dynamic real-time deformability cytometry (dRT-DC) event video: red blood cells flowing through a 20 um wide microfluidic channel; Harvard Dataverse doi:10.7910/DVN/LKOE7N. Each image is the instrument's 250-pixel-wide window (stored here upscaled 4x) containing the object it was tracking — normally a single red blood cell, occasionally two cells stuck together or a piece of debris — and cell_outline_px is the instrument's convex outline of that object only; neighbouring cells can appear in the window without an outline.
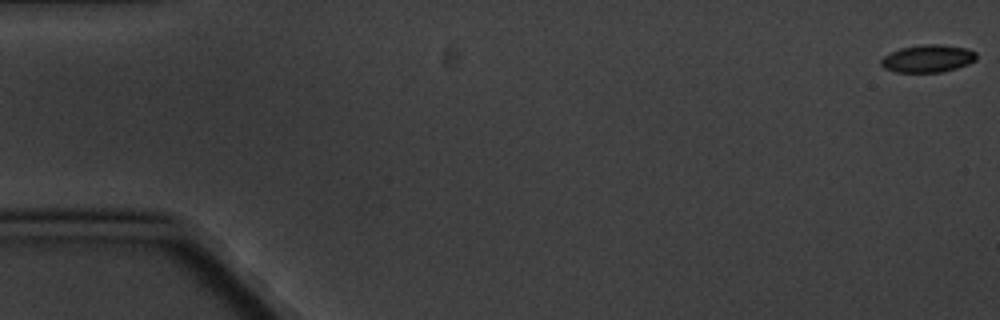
{"species": "common noctule bat (a hibernating species)", "species_latin": "Nyctalus noctula", "temperature_condition": "cold", "stored_images_in_passage": 4, "camera_frame_rate_fps": 3000, "um_per_image_px": 0.085, "animal": {"sex": "male", "body_mass_g": 20.1, "forearm_length_mm": 53.5}, "frame": {"image": 1, "passage_image": 1, "time_ms": 0.0, "image_size_px": [1000, 320], "cell_outline_px": [[984, 56], [968, 64], [956, 68], [940, 72], [896, 72], [884, 68], [880, 64], [880, 60], [884, 56], [900, 48], [924, 44], [940, 44], [968, 48]], "centroid_in_image_um": [78.94, 4.97], "position_along_channel_um": 6.1, "area_um2": 15.55}}